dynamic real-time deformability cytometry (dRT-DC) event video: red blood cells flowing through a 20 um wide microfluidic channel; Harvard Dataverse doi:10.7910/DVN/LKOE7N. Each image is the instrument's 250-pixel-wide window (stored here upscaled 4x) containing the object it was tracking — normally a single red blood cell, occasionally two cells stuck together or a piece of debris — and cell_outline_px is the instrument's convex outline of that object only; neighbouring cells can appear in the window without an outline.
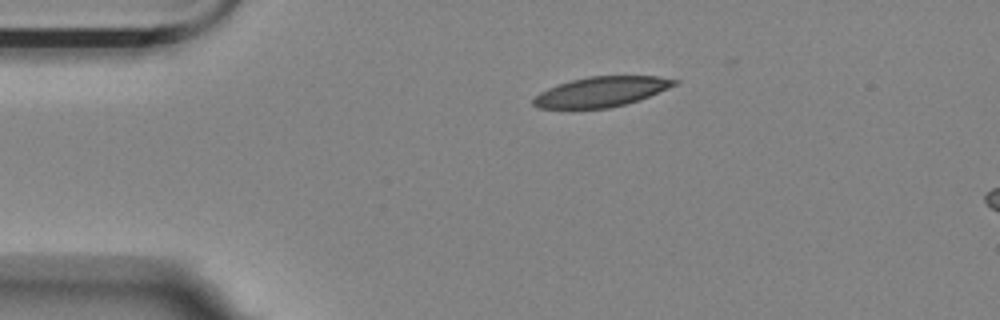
{"species": "Egyptian fruit bat (a non-hibernating species)", "species_latin": "Rousettus aegyptiacus", "temperature_condition": "room temperature", "stored_images_in_passage": 3, "camera_frame_rate_fps": 3000, "um_per_image_px": 0.085, "animal": {"sex": "female"}, "frame": {"image": 1, "passage_image": 1, "time_ms": 0.0, "image_size_px": [1000, 320], "cell_outline_px": [[680, 80], [676, 84], [668, 88], [640, 100], [608, 108], [540, 108], [532, 104], [532, 100], [540, 92], [556, 84], [588, 76], [656, 76]], "centroid_in_image_um": [51.11, 7.79], "position_along_channel_um": 33.9, "area_um2": 24.51}}